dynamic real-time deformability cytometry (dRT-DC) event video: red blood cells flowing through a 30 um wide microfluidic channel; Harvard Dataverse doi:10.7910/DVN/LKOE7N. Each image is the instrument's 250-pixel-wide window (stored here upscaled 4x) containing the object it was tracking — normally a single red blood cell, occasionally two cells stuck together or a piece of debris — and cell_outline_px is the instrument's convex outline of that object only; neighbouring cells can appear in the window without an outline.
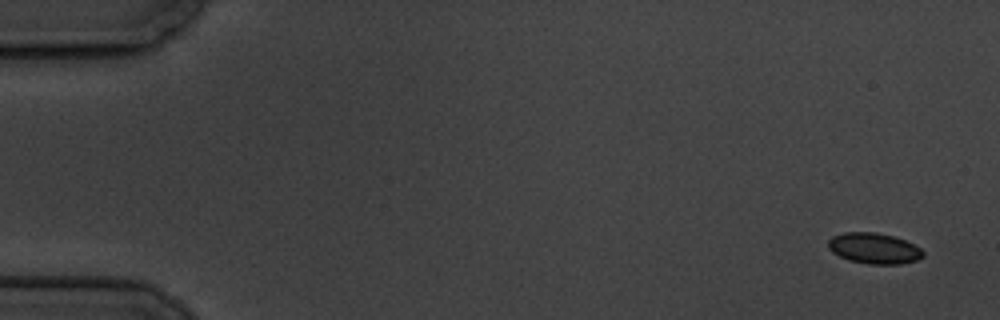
{"species": "common noctule bat (a hibernating species)", "species_latin": "Nyctalus noctula", "temperature_condition": "cold", "stored_images_in_passage": 11, "camera_frame_rate_fps": 3000, "um_per_image_px": 0.085, "animal": {"sex": "male", "body_mass_g": 19.5, "forearm_length_mm": 54.6}, "frame": {"image": 1, "passage_image": 1, "time_ms": 0.0, "image_size_px": [1000, 320], "cell_outline_px": [[924, 256], [916, 260], [900, 264], [868, 264], [848, 260], [832, 252], [828, 248], [828, 240], [832, 236], [844, 232], [876, 232], [892, 236], [904, 240], [920, 248], [924, 252]], "centroid_in_image_um": [74.27, 21.11], "position_along_channel_um": 10.7, "area_um2": 16.99}}
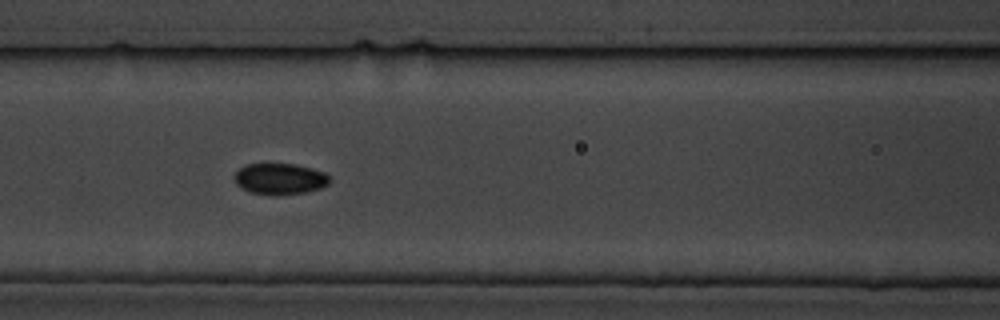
{"frame": {"image": 2, "passage_image": 7, "time_ms": 7.667, "image_size_px": [1000, 320], "cell_outline_px": [[332, 180], [328, 184], [320, 188], [308, 192], [276, 196], [252, 192], [240, 188], [236, 184], [236, 172], [240, 168], [248, 164], [296, 164], [312, 168], [324, 172]], "centroid_in_image_um": [23.83, 15.21], "position_along_channel_um": 142.8, "area_um2": 17.34}}
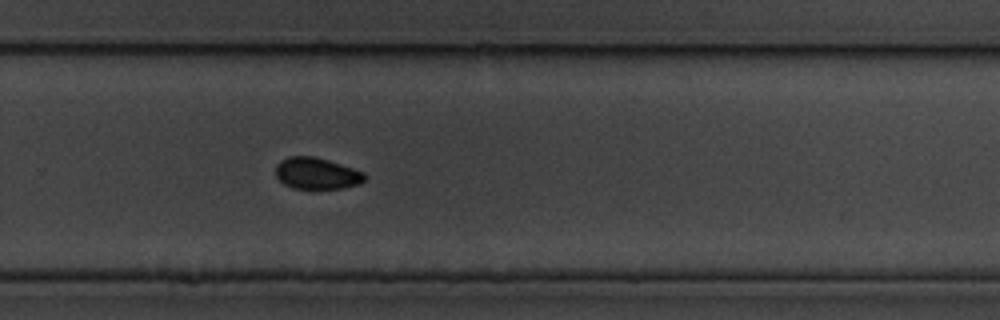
{"frame": {"image": 3, "passage_image": 11, "time_ms": 12.333, "image_size_px": [1000, 320], "cell_outline_px": [[368, 176], [360, 184], [344, 188], [312, 192], [292, 188], [284, 184], [276, 176], [276, 164], [280, 160], [288, 156], [316, 156], [364, 172]], "centroid_in_image_um": [26.92, 14.79], "position_along_channel_um": 302.9, "area_um2": 17.17}}